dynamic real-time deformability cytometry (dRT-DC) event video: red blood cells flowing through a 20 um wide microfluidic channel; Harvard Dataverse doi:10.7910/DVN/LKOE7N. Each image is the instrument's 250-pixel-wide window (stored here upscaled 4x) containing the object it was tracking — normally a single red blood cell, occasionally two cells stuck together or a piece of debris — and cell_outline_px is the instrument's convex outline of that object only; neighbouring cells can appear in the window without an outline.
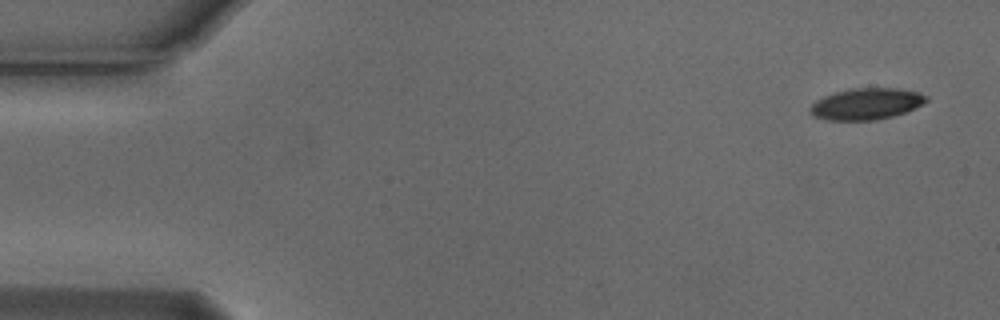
{"species": "Egyptian fruit bat (a non-hibernating species)", "species_latin": "Rousettus aegyptiacus", "temperature_condition": "cold", "stored_images_in_passage": 2, "camera_frame_rate_fps": 3000, "um_per_image_px": 0.085, "animal": {"sex": "male"}, "frame": {"image": 1, "passage_image": 2, "time_ms": 0.333, "image_size_px": [1000, 320], "cell_outline_px": [[928, 100], [904, 112], [892, 116], [872, 120], [828, 120], [816, 116], [812, 112], [812, 104], [816, 100], [824, 96], [836, 92], [852, 88], [900, 88], [920, 92], [928, 96]], "centroid_in_image_um": [73.67, 8.81], "position_along_channel_um": 11.3, "area_um2": 20.87}}